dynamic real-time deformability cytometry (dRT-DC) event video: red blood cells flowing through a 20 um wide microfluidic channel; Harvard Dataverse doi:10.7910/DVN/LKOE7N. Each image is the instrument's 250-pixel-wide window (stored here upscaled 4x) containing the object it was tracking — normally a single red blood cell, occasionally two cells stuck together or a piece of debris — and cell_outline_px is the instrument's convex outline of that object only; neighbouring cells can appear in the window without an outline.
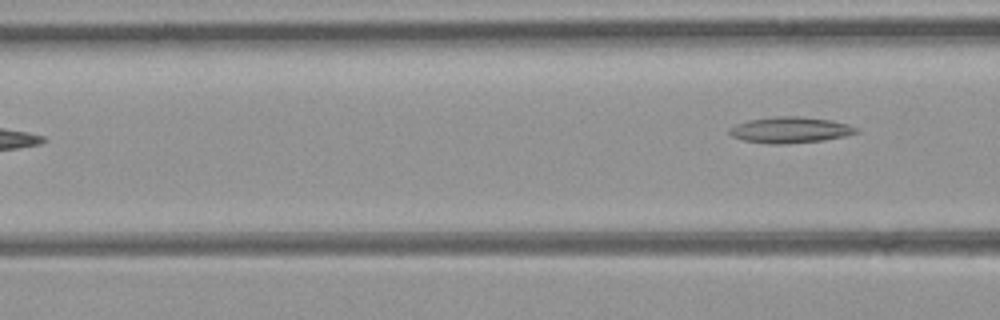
{"species": "common noctule bat (a hibernating species)", "species_latin": "Nyctalus noctula", "temperature_condition": "room temperature", "stored_images_in_passage": 5, "camera_frame_rate_fps": 3000, "um_per_image_px": 0.085, "animal": {"sex": "female", "body_mass_g": 21.9}, "frame": {"image": 1, "passage_image": 5, "time_ms": 1.333, "image_size_px": [1000, 320], "cell_outline_px": [[860, 132], [844, 136], [824, 140], [784, 144], [772, 144], [744, 140], [732, 136], [728, 132], [728, 128], [736, 124], [748, 120], [776, 116], [796, 116], [832, 120], [848, 124], [856, 128]], "centroid_in_image_um": [67.15, 11.04], "position_along_channel_um": 99.4, "area_um2": 19.19}}